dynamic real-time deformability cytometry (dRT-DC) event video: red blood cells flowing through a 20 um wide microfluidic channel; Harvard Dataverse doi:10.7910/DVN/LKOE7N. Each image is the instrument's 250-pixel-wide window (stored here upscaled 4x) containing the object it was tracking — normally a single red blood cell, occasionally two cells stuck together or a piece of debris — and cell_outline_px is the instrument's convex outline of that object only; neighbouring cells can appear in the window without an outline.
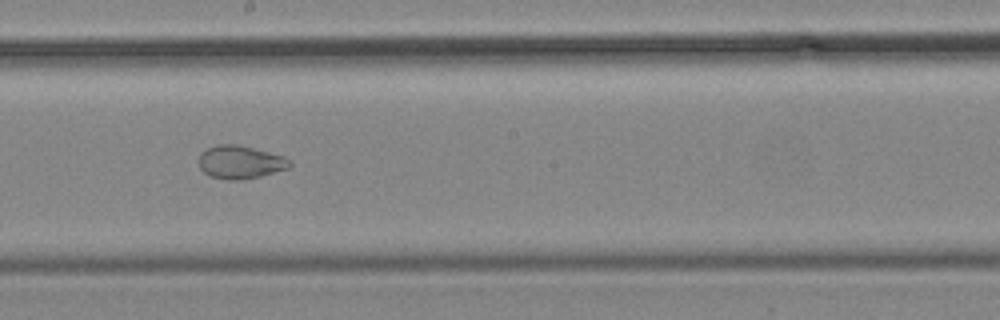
{"species": "common noctule bat (a hibernating species)", "species_latin": "Nyctalus noctula", "temperature_condition": "cold", "stored_images_in_passage": 13, "camera_frame_rate_fps": 3000, "um_per_image_px": 0.085, "animal": {"sex": "male", "body_mass_g": 19.2, "forearm_length_mm": 51.8}, "frame": {"image": 1, "passage_image": 13, "time_ms": 14.667, "image_size_px": [1000, 320], "cell_outline_px": [[292, 164], [288, 168], [260, 176], [240, 180], [228, 180], [212, 176], [204, 172], [200, 168], [200, 152], [208, 148], [220, 144], [236, 144], [284, 156], [292, 160]], "centroid_in_image_um": [20.44, 13.78], "position_along_channel_um": 227.8, "area_um2": 17.34}}